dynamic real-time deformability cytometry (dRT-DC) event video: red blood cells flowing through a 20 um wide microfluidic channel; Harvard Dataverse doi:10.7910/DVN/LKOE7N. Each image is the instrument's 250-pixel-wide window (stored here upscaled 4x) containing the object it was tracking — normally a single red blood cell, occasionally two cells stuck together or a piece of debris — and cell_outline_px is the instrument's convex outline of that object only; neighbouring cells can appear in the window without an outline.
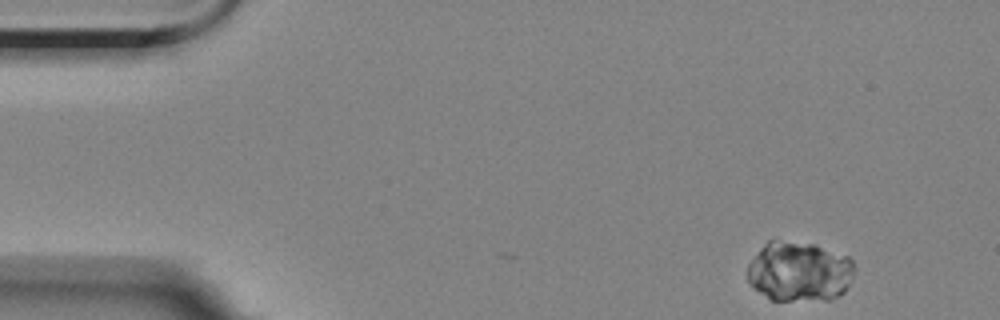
{"species": "Egyptian fruit bat (a non-hibernating species)", "species_latin": "Rousettus aegyptiacus", "temperature_condition": "room temperature", "stored_images_in_passage": 2, "camera_frame_rate_fps": 3000, "um_per_image_px": 0.085, "animal": {"sex": "female"}, "frame": {"image": 1, "passage_image": 2, "time_ms": 1.333, "image_size_px": [1000, 320], "cell_outline_px": [[856, 272], [844, 292], [828, 300], [772, 300], [760, 292], [748, 280], [748, 264], [760, 248], [768, 240], [772, 240], [812, 244], [848, 256], [852, 260], [856, 268]], "centroid_in_image_um": [67.97, 23.08], "position_along_channel_um": 17.0, "area_um2": 37.22}}